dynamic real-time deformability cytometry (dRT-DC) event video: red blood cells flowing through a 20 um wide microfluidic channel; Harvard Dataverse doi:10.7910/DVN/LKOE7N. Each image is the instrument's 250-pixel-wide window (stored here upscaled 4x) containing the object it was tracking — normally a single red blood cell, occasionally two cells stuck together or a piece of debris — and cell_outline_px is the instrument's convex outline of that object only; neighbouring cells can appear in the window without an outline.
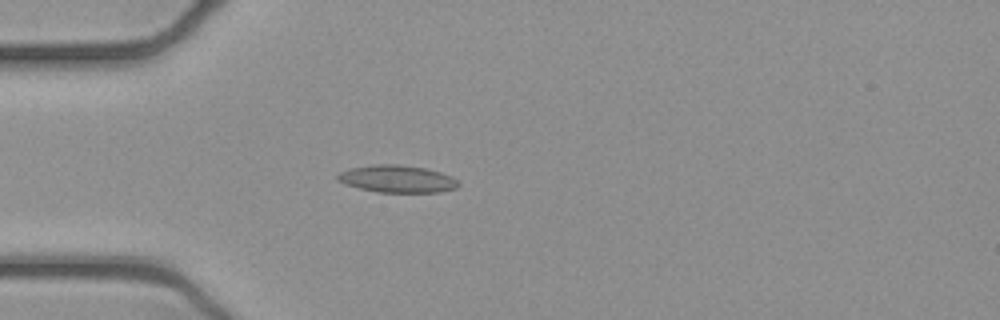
{"species": "common noctule bat (a hibernating species)", "species_latin": "Nyctalus noctula", "temperature_condition": "cold", "stored_images_in_passage": 45, "camera_frame_rate_fps": 3000, "um_per_image_px": 0.085, "animal": {"sex": "female", "body_mass_g": 21.9}, "frame": {"image": 1, "passage_image": 8, "time_ms": 2.333, "image_size_px": [1000, 320], "cell_outline_px": [[460, 184], [456, 188], [440, 192], [376, 192], [344, 184], [336, 180], [336, 176], [340, 172], [348, 168], [372, 164], [396, 164], [424, 168], [440, 172], [452, 176]], "centroid_in_image_um": [33.72, 15.2], "position_along_channel_um": 51.3, "area_um2": 19.31}}
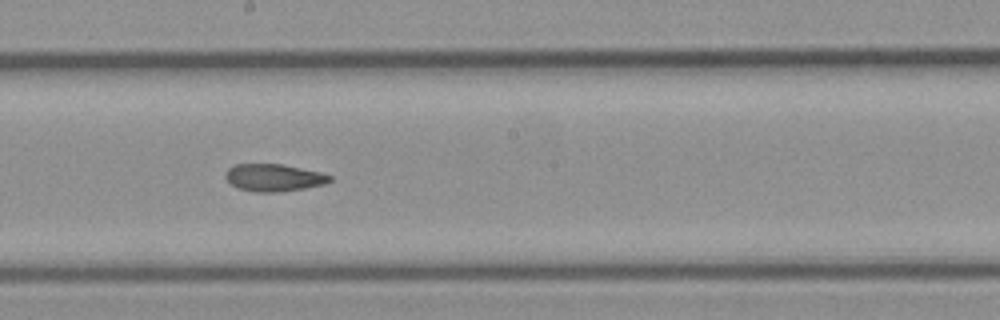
{"frame": {"image": 2, "passage_image": 22, "time_ms": 7.0, "image_size_px": [1000, 320], "cell_outline_px": [[332, 180], [324, 184], [304, 188], [276, 192], [256, 192], [236, 188], [224, 176], [224, 172], [228, 168], [236, 164], [284, 164], [320, 172], [332, 176]], "centroid_in_image_um": [23.25, 15.09], "position_along_channel_um": 224.9, "area_um2": 16.65}}
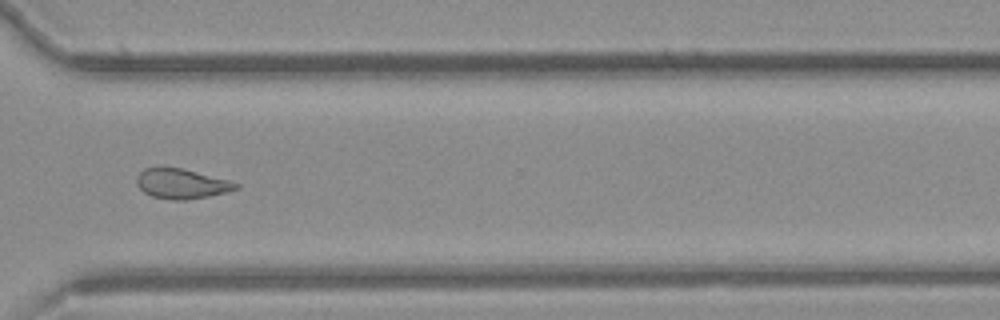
{"frame": {"image": 3, "passage_image": 32, "time_ms": 10.333, "image_size_px": [1000, 320], "cell_outline_px": [[240, 188], [208, 196], [188, 200], [172, 200], [152, 196], [144, 192], [136, 184], [136, 176], [144, 168], [184, 168], [228, 180], [240, 184]], "centroid_in_image_um": [15.43, 15.62], "position_along_channel_um": 355.2, "area_um2": 17.22}, "authors_computed_cell_mechanics": {"area_um2": 17.7446, "velocity_mm_per_s": 3.9085, "shape_relaxation_time_tau1_ms": null, "shape_relaxation_time_tau2_ms": 3.8839, "deformation_change_tau1": null, "deformation_change_tau2": 0.1088}}